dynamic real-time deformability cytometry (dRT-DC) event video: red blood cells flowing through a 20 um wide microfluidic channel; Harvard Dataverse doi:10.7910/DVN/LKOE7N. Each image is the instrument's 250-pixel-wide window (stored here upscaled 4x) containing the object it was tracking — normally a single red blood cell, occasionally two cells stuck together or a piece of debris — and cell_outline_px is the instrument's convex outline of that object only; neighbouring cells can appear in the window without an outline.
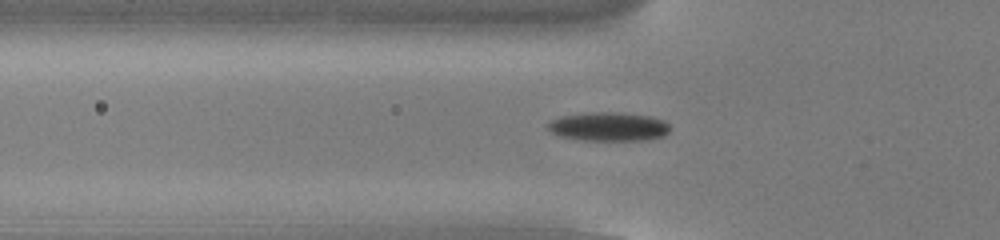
{"species": "common noctule bat (a hibernating species)", "species_latin": "Nyctalus noctula", "temperature_condition": "cold", "stored_images_in_passage": 55, "camera_frame_rate_fps": 3000, "um_per_image_px": 0.085, "animal": {"sex": "male", "body_mass_g": 13.0, "forearm_length_mm": 53.1}, "frame": {"image": 1, "passage_image": 19, "time_ms": 6.0, "image_size_px": [1000, 240], "cell_outline_px": [[668, 132], [664, 136], [648, 140], [584, 140], [560, 136], [552, 132], [548, 128], [548, 124], [552, 120], [560, 116], [592, 112], [616, 112], [652, 116], [664, 120], [668, 124]], "centroid_in_image_um": [51.76, 10.76], "position_along_channel_um": 74.0, "area_um2": 20.46}}
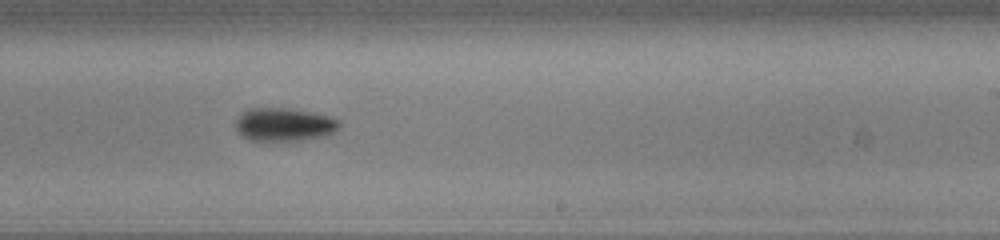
{"frame": {"image": 2, "passage_image": 34, "time_ms": 11.0, "image_size_px": [1000, 240], "cell_outline_px": [[340, 124], [328, 136], [280, 144], [248, 140], [236, 128], [236, 120], [248, 108], [288, 108], [312, 112], [332, 116], [340, 120]], "centroid_in_image_um": [24.18, 10.63], "position_along_channel_um": 264.8, "area_um2": 20.81}}
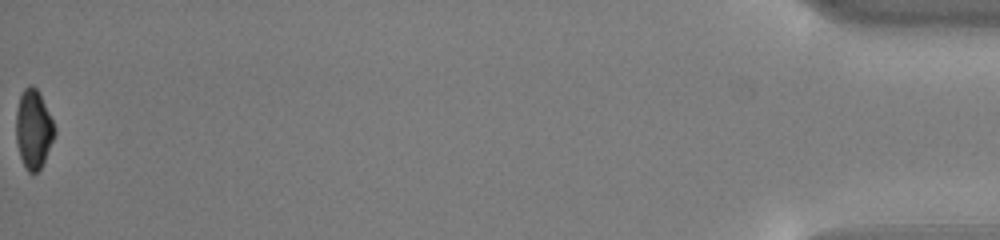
{"frame": {"image": 3, "passage_image": 55, "time_ms": 18.0, "image_size_px": [1000, 240], "cell_outline_px": [[56, 132], [44, 160], [40, 168], [36, 172], [28, 172], [20, 156], [16, 140], [16, 112], [20, 96], [24, 88], [32, 84], [36, 88], [56, 128]], "centroid_in_image_um": [2.83, 10.97], "position_along_channel_um": 432.4, "area_um2": 17.28}, "authors_computed_cell_mechanics": {"area_um2": 18.785, "velocity_mm_per_s": 3.8179, "shape_relaxation_time_tau1_ms": 2.9431, "shape_relaxation_time_tau2_ms": null, "deformation_change_tau1": 0.1238, "deformation_change_tau2": null}}